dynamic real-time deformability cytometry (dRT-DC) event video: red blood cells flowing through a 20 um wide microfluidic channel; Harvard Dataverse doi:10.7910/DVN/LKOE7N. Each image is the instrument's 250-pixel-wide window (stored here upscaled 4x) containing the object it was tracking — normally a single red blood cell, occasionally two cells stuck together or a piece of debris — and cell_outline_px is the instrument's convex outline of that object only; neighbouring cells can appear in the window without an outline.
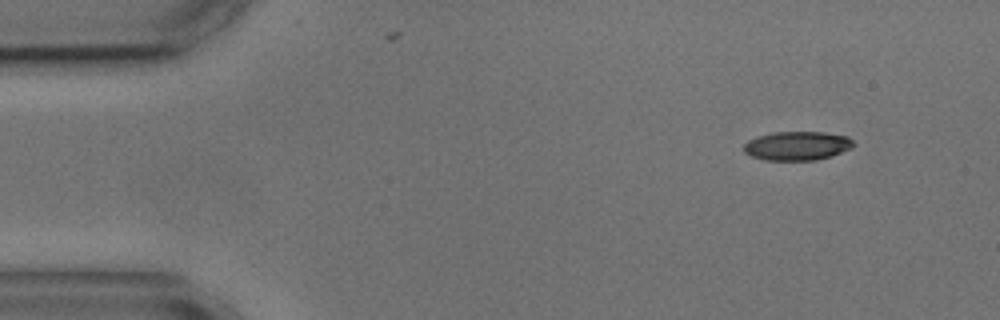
{"species": "common noctule bat (a hibernating species)", "species_latin": "Nyctalus noctula", "temperature_condition": "cold", "stored_images_in_passage": 3, "camera_frame_rate_fps": 3000, "um_per_image_px": 0.085, "animal": {"sex": "male", "body_mass_g": 17.9, "forearm_length_mm": 54.2}, "frame": {"image": 1, "passage_image": 1, "time_ms": 0.0, "image_size_px": [1000, 320], "cell_outline_px": [[856, 144], [852, 148], [832, 156], [816, 160], [764, 160], [752, 156], [744, 152], [744, 144], [748, 140], [756, 136], [772, 132], [824, 132], [848, 136]], "centroid_in_image_um": [67.77, 12.39], "position_along_channel_um": 17.2, "area_um2": 18.67}}
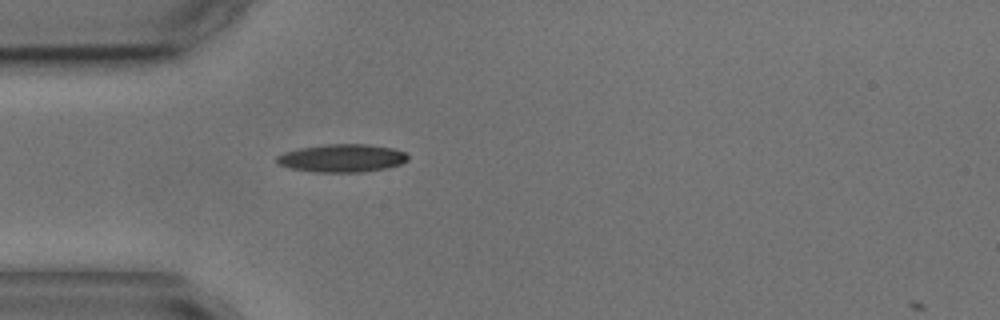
{"frame": {"image": 2, "passage_image": 3, "time_ms": 3.333, "image_size_px": [1000, 320], "cell_outline_px": [[408, 160], [400, 164], [384, 168], [364, 172], [316, 172], [292, 168], [276, 164], [276, 156], [284, 152], [300, 148], [324, 144], [368, 144], [392, 148], [404, 152], [408, 156]], "centroid_in_image_um": [29.05, 13.44], "position_along_channel_um": 56.0, "area_um2": 21.33}}